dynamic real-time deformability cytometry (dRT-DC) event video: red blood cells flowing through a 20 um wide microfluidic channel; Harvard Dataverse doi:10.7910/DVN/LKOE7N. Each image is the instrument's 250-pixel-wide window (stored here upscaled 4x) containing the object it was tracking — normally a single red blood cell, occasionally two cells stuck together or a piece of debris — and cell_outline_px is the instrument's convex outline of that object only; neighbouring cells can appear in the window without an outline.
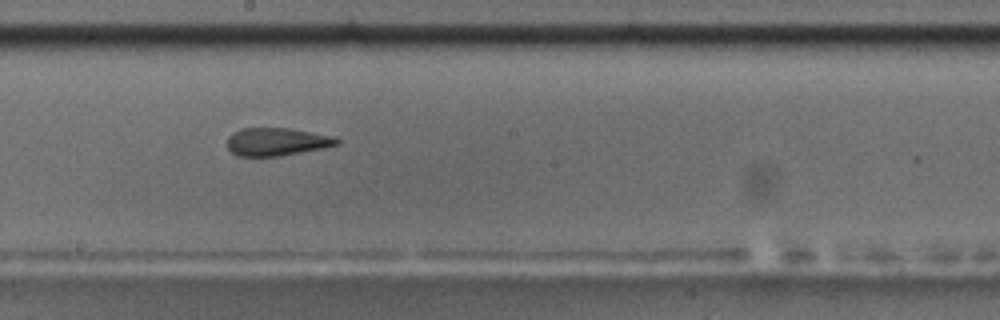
{"species": "common noctule bat (a hibernating species)", "species_latin": "Nyctalus noctula", "temperature_condition": "room temperature", "stored_images_in_passage": 43, "camera_frame_rate_fps": 3000, "um_per_image_px": 0.085, "animal": {"sex": "male", "body_mass_g": 17.5, "forearm_length_mm": 52.3}, "frame": {"image": 1, "passage_image": 19, "time_ms": 6.0, "image_size_px": [1000, 320], "cell_outline_px": [[340, 144], [280, 156], [236, 156], [228, 148], [228, 136], [232, 132], [240, 128], [288, 128], [332, 136], [340, 140]], "centroid_in_image_um": [23.47, 12.04], "position_along_channel_um": 224.7, "area_um2": 17.69}, "authors_computed_cell_mechanics": {"area_um2": 18.9006, "velocity_mm_per_s": 3.6967, "shape_relaxation_time_tau1_ms": 10.1467, "shape_relaxation_time_tau2_ms": 2.5115, "deformation_change_tau1": 0.2335, "deformation_change_tau2": 0.1068}}